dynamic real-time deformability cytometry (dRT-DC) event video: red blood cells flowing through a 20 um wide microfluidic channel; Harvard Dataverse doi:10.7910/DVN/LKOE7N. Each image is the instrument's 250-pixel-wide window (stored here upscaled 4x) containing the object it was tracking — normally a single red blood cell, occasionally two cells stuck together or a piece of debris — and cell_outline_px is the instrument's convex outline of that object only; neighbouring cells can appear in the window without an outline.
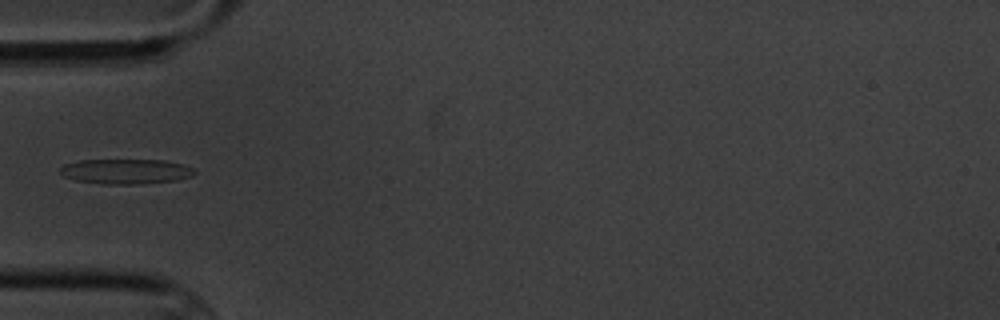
{"species": "common noctule bat (a hibernating species)", "species_latin": "Nyctalus noctula", "temperature_condition": "cold", "stored_images_in_passage": 15, "camera_frame_rate_fps": 3000, "um_per_image_px": 0.085, "animal": {"sex": "male", "body_mass_g": 20.1, "forearm_length_mm": 53.5}, "frame": {"image": 1, "passage_image": 5, "time_ms": 5.333, "image_size_px": [1000, 320], "cell_outline_px": [[196, 172], [192, 176], [176, 180], [144, 184], [100, 184], [76, 180], [64, 176], [60, 172], [60, 168], [64, 164], [80, 160], [164, 160], [184, 164], [196, 168]], "centroid_in_image_um": [10.74, 14.57], "position_along_channel_um": 74.3, "area_um2": 19.77}}
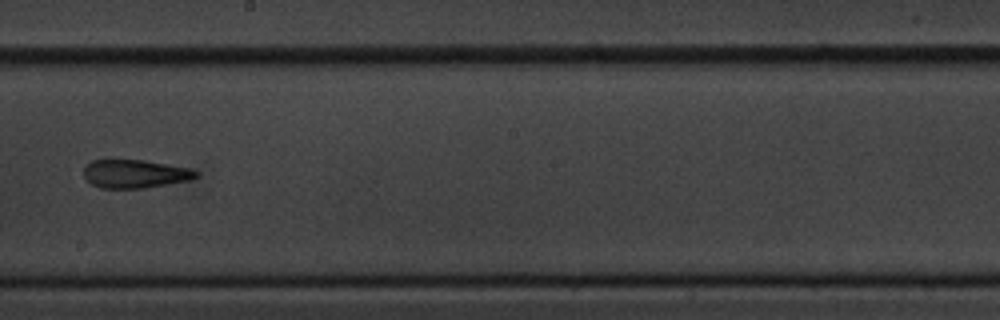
{"frame": {"image": 2, "passage_image": 9, "time_ms": 10.0, "image_size_px": [1000, 320], "cell_outline_px": [[200, 176], [188, 180], [140, 188], [100, 188], [92, 184], [84, 176], [84, 168], [92, 160], [108, 156], [112, 156], [144, 160], [188, 168], [200, 172]], "centroid_in_image_um": [11.4, 14.71], "position_along_channel_um": 236.8, "area_um2": 19.07}}
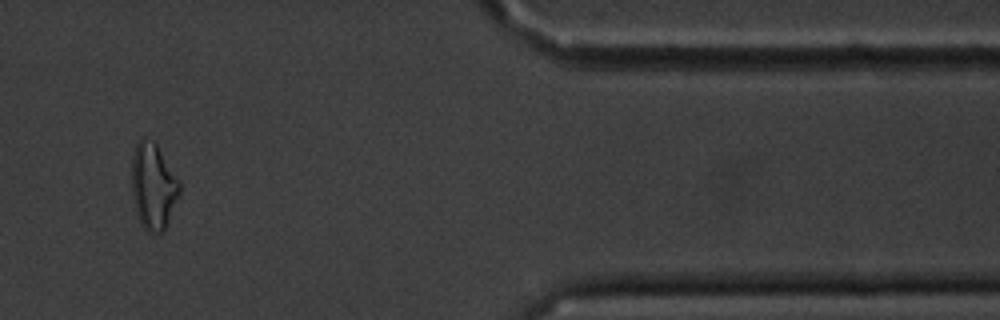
{"frame": {"image": 3, "passage_image": 14, "time_ms": 15.667, "image_size_px": [1000, 320], "cell_outline_px": [[180, 192], [164, 232], [148, 232], [144, 228], [136, 212], [132, 196], [132, 160], [136, 144], [140, 136], [144, 136], [152, 140], [156, 144], [180, 180]], "centroid_in_image_um": [13.03, 15.8], "position_along_channel_um": 398.4, "area_um2": 24.04}, "authors_computed_cell_mechanics": {"area_um2": 19.1318, "velocity_mm_per_s": 3.4686, "shape_relaxation_time_tau1_ms": 11.1748, "shape_relaxation_time_tau2_ms": 2.8684, "deformation_change_tau1": 0.2303, "deformation_change_tau2": 0.126}}